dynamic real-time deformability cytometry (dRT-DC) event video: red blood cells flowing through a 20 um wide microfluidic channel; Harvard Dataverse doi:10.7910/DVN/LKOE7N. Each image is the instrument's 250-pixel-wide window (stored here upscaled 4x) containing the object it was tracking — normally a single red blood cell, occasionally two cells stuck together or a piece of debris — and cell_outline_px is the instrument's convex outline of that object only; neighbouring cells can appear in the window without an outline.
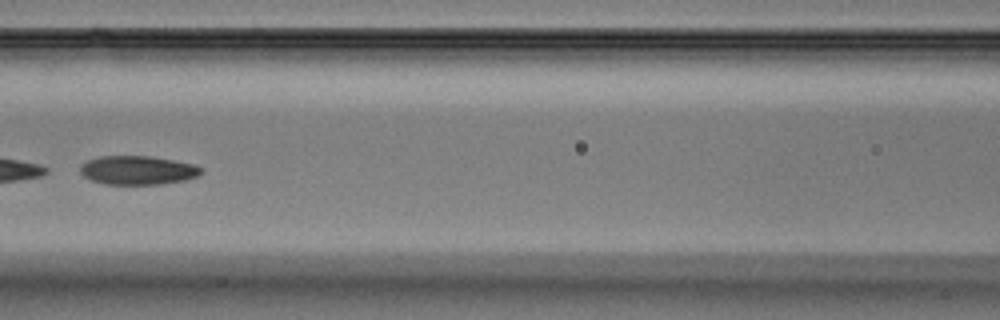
{"species": "Egyptian fruit bat (a non-hibernating species)", "species_latin": "Rousettus aegyptiacus", "temperature_condition": "warm", "stored_images_in_passage": 39, "camera_frame_rate_fps": 3000, "um_per_image_px": 0.085, "animal": {"sex": "male"}, "frame": {"image": 1, "passage_image": 17, "time_ms": 5.333, "image_size_px": [1000, 320], "cell_outline_px": [[204, 172], [196, 176], [184, 180], [160, 184], [104, 184], [92, 180], [84, 176], [80, 172], [80, 164], [88, 160], [100, 156], [148, 156], [172, 160], [192, 164], [200, 168]], "centroid_in_image_um": [11.66, 14.47], "position_along_channel_um": 154.9, "area_um2": 20.11}}